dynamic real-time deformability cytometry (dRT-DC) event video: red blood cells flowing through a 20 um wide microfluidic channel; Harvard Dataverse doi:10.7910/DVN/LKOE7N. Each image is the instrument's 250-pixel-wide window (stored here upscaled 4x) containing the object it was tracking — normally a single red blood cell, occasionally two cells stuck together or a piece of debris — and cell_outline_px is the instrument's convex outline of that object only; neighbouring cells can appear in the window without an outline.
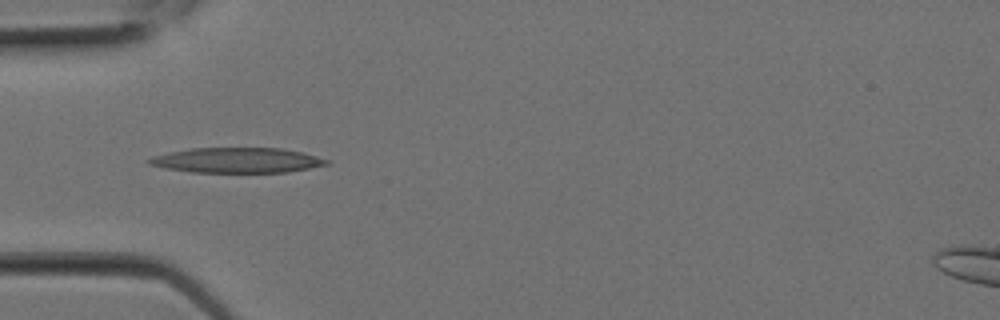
{"species": "Egyptian fruit bat (a non-hibernating species)", "species_latin": "Rousettus aegyptiacus", "temperature_condition": "room temperature", "stored_images_in_passage": 2, "camera_frame_rate_fps": 3000, "um_per_image_px": 0.085, "animal": {"sex": "female"}, "frame": {"image": 1, "passage_image": 2, "time_ms": 0.333, "image_size_px": [1000, 320], "cell_outline_px": [[328, 164], [288, 172], [192, 172], [164, 168], [148, 164], [144, 160], [152, 156], [168, 152], [192, 148], [280, 148], [304, 152], [328, 160]], "centroid_in_image_um": [20.08, 13.62], "position_along_channel_um": 64.9, "area_um2": 26.01}}